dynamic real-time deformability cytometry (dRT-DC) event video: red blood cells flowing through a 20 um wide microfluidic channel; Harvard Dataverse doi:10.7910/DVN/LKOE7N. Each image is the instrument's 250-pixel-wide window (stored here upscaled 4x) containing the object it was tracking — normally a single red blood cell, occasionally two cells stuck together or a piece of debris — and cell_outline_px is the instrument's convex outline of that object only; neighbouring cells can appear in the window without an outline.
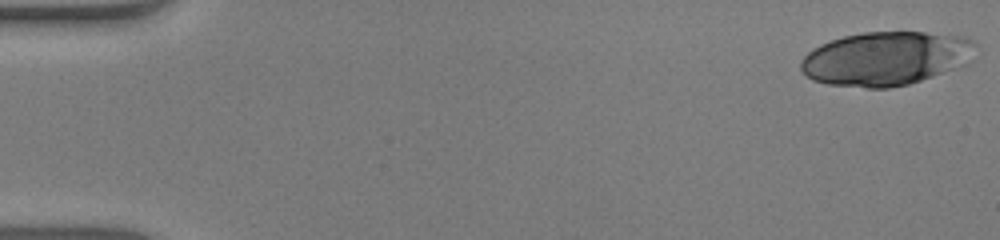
{"species": "human", "species_latin": "Homo sapiens", "temperature_condition": "warm", "stored_images_in_passage": 51, "camera_frame_rate_fps": 3000, "um_per_image_px": 0.085, "donor": {"sex": "male"}, "frame": {"image": 1, "passage_image": 1, "time_ms": 0.0, "image_size_px": [1000, 240], "cell_outline_px": [[976, 44], [972, 60], [968, 64], [908, 84], [888, 88], [868, 88], [828, 84], [812, 80], [800, 68], [800, 60], [812, 48], [820, 44], [844, 36], [864, 32], [924, 32], [968, 36], [976, 40]], "centroid_in_image_um": [75.34, 4.96], "position_along_channel_um": 9.7, "area_um2": 55.2}}
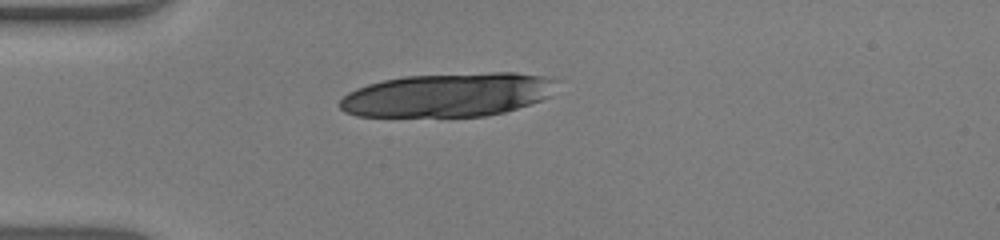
{"frame": {"image": 2, "passage_image": 14, "time_ms": 4.333, "image_size_px": [1000, 240], "cell_outline_px": [[560, 80], [548, 96], [540, 100], [504, 112], [484, 116], [356, 116], [344, 112], [340, 108], [340, 100], [348, 92], [356, 88], [368, 84], [384, 80], [404, 76], [492, 72], [516, 72], [544, 76]], "centroid_in_image_um": [38.07, 8.05], "position_along_channel_um": 46.9, "area_um2": 55.2}}